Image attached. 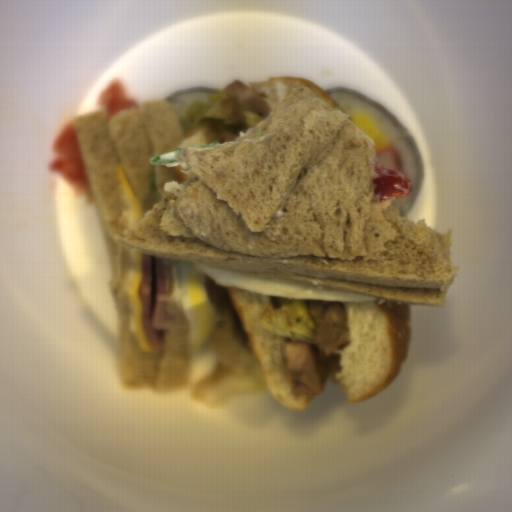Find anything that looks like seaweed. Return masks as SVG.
<instances>
[{
	"label": "seaweed",
	"instance_id": "1faa68ee",
	"mask_svg": "<svg viewBox=\"0 0 512 512\" xmlns=\"http://www.w3.org/2000/svg\"><path fill=\"white\" fill-rule=\"evenodd\" d=\"M323 92H325L329 96L333 93H347V94L355 96L359 99H362V100L366 101L367 103H369L370 105H372L373 107H375L376 109H378L379 111H381L382 113H384L391 121H393L402 130L405 138L407 139V141L412 149V153H413V157H414V161H415V165H416V169H417L416 189L414 191V194H413L408 206L401 213H399V217H405L412 210V208L416 202V199H417V197L421 191V188H422V184L424 181V173H425L424 162L422 160L421 154H420L416 144L414 143L410 133L406 130V128L401 124V122L396 118V116L394 114H392L391 112H389L388 110H386L385 108H383L382 106L377 104L376 102L368 99L367 97L357 93L356 91H354L352 89H346V88L339 87V88H336V89H333L330 91H323Z\"/></svg>",
	"mask_w": 512,
	"mask_h": 512
},
{
	"label": "seaweed",
	"instance_id": "45ffbabd",
	"mask_svg": "<svg viewBox=\"0 0 512 512\" xmlns=\"http://www.w3.org/2000/svg\"><path fill=\"white\" fill-rule=\"evenodd\" d=\"M215 89H208V88H191L186 90H180L175 91L172 95H170L165 101H171L175 96L180 95L185 92H204V93H210L211 95L215 92Z\"/></svg>",
	"mask_w": 512,
	"mask_h": 512
}]
</instances>
